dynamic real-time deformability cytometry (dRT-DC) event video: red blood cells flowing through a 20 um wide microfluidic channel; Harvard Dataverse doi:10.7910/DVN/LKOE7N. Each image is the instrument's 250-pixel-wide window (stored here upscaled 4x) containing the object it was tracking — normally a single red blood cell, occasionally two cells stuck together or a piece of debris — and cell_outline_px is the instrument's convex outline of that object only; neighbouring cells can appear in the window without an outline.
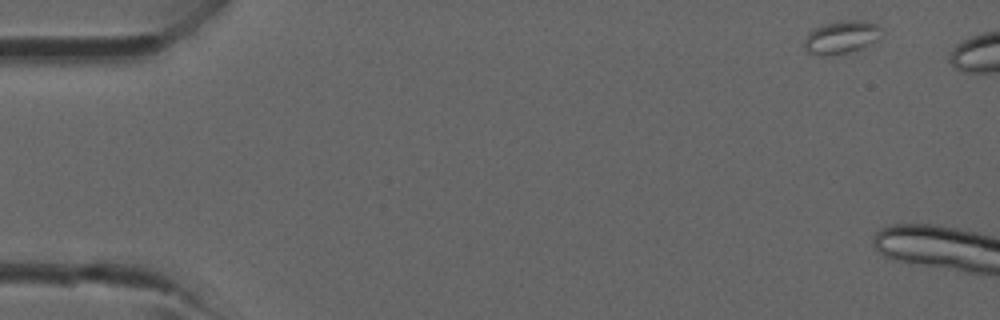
{"species": "common noctule bat (a hibernating species)", "species_latin": "Nyctalus noctula", "temperature_condition": "room temperature", "stored_images_in_passage": 2, "camera_frame_rate_fps": 3000, "um_per_image_px": 0.085, "animal": {"sex": "male", "forearm_length_mm": 52.5}, "frame": {"image": 1, "passage_image": 1, "time_ms": 0.0, "image_size_px": [1000, 320], "cell_outline_px": [[884, 32], [876, 40], [864, 48], [856, 52], [808, 52], [804, 48], [804, 40], [816, 28], [840, 20], [860, 20], [876, 24]], "centroid_in_image_um": [71.63, 3.12], "position_along_channel_um": 13.4, "area_um2": 14.1}}